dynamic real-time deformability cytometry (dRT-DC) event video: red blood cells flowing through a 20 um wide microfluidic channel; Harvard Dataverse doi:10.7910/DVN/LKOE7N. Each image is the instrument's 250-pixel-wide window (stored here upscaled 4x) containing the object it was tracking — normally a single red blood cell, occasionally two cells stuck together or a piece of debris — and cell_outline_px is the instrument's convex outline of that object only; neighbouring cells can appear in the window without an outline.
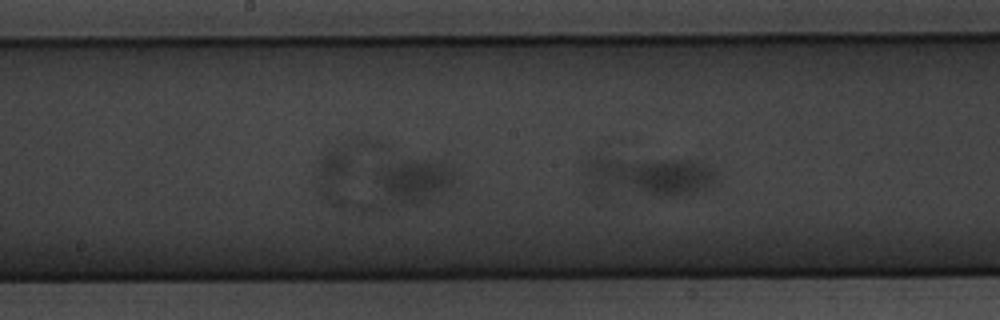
{"species": "common noctule bat (a hibernating species)", "species_latin": "Nyctalus noctula", "temperature_condition": "warm", "stored_images_in_passage": 28, "segment_of_instrument_passage": [2, 2], "camera_frame_rate_fps": 3000, "um_per_image_px": 0.085, "animal": {"sex": "male", "body_mass_g": 20.1, "forearm_length_mm": 53.5}, "frame": {"image": 1, "passage_image": 28, "time_ms": 9.0, "image_size_px": [1000, 320], "cell_outline_px": [[716, 184], [708, 188], [676, 196], [592, 196], [588, 188], [584, 164], [588, 160], [596, 156], [704, 160], [712, 168], [716, 176]], "centroid_in_image_um": [54.99, 15.0], "position_along_channel_um": 193.2, "area_um2": 33.18}}